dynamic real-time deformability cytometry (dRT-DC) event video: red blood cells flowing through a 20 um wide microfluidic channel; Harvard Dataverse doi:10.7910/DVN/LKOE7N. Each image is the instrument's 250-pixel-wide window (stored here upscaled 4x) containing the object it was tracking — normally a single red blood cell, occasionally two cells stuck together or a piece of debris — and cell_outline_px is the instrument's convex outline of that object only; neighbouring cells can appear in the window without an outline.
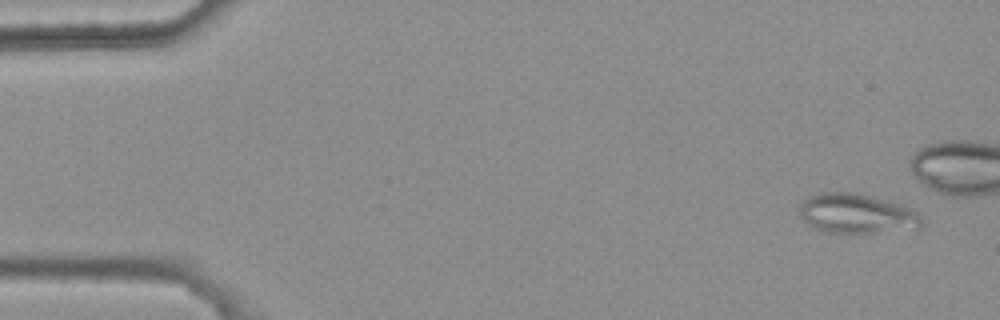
{"species": "common noctule bat (a hibernating species)", "species_latin": "Nyctalus noctula", "temperature_condition": "warm", "stored_images_in_passage": 3, "camera_frame_rate_fps": 3000, "um_per_image_px": 0.085, "animal": {"sex": "female", "body_mass_g": 25.1}, "frame": {"image": 1, "passage_image": 1, "time_ms": 0.0, "image_size_px": [1000, 320], "cell_outline_px": [[920, 228], [872, 232], [828, 232], [816, 228], [808, 224], [800, 216], [800, 204], [808, 196], [820, 192], [848, 192], [868, 196], [900, 204], [912, 208], [920, 216]], "centroid_in_image_um": [72.78, 18.14], "position_along_channel_um": 12.2, "area_um2": 27.63}}